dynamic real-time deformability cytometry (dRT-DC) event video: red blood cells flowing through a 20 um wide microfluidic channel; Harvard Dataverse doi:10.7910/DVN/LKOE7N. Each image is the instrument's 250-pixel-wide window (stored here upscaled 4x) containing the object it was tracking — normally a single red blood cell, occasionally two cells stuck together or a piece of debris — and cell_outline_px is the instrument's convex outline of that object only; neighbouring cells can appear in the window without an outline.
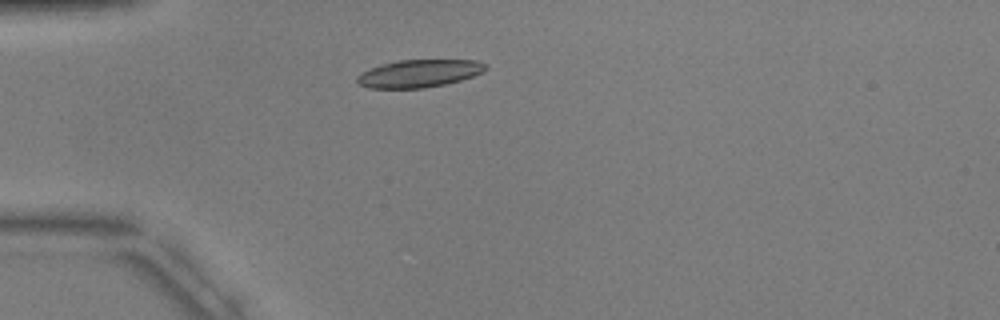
{"species": "common noctule bat (a hibernating species)", "species_latin": "Nyctalus noctula", "temperature_condition": "warm", "stored_images_in_passage": 2, "camera_frame_rate_fps": 3000, "um_per_image_px": 0.085, "animal": {"sex": "male", "body_mass_g": 17.9, "forearm_length_mm": 54.2}, "frame": {"image": 1, "passage_image": 2, "time_ms": 2.0, "image_size_px": [1000, 320], "cell_outline_px": [[488, 68], [484, 72], [460, 80], [444, 84], [424, 88], [368, 88], [356, 84], [356, 76], [372, 68], [396, 60], [476, 60], [484, 64]], "centroid_in_image_um": [35.61, 6.25], "position_along_channel_um": 49.4, "area_um2": 20.58}}